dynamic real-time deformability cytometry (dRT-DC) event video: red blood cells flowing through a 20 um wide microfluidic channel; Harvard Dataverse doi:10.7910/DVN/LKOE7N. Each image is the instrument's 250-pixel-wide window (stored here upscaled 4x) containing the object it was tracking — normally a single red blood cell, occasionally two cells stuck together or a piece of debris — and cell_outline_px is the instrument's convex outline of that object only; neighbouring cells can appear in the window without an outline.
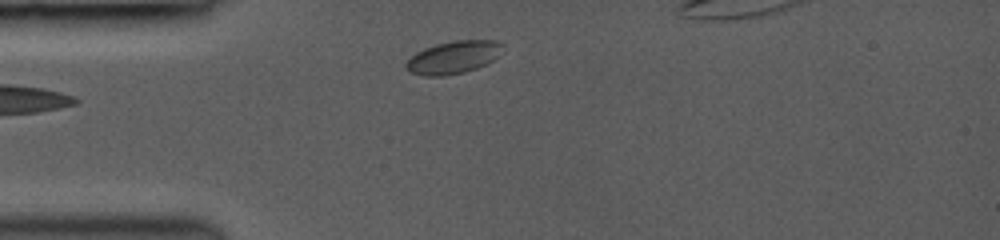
{"species": "common noctule bat (a hibernating species)", "species_latin": "Nyctalus noctula", "temperature_condition": "room temperature", "stored_images_in_passage": 16, "camera_frame_rate_fps": 3000, "um_per_image_px": 0.085, "animal": {"sex": "female", "body_mass_g": 19.0, "forearm_length_mm": 53.3}, "frame": {"image": 1, "passage_image": 1, "time_ms": 0.0, "image_size_px": [1000, 240], "cell_outline_px": [[504, 44], [500, 56], [476, 68], [464, 72], [444, 76], [424, 76], [408, 72], [404, 68], [404, 64], [416, 52], [424, 48], [436, 44], [456, 40], [496, 40]], "centroid_in_image_um": [38.52, 4.87], "position_along_channel_um": 46.5, "area_um2": 18.55}}
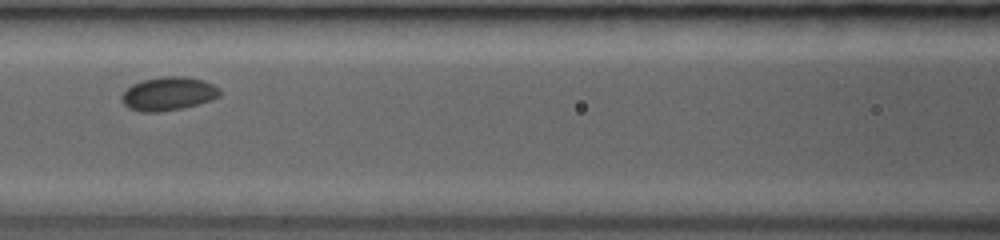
{"frame": {"image": 2, "passage_image": 9, "time_ms": 3.0, "image_size_px": [1000, 240], "cell_outline_px": [[220, 96], [212, 100], [184, 108], [160, 112], [140, 112], [128, 108], [120, 100], [120, 96], [132, 84], [140, 80], [160, 76], [184, 76], [204, 80], [220, 88]], "centroid_in_image_um": [14.3, 7.97], "position_along_channel_um": 152.3, "area_um2": 19.54}}
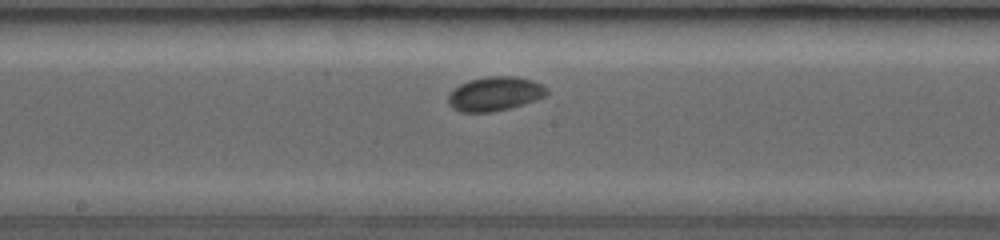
{"frame": {"image": 3, "passage_image": 13, "time_ms": 4.333, "image_size_px": [1000, 240], "cell_outline_px": [[548, 92], [544, 96], [536, 100], [524, 104], [492, 112], [460, 112], [452, 108], [448, 104], [448, 96], [452, 88], [468, 80], [488, 76], [516, 76], [532, 80], [548, 88]], "centroid_in_image_um": [42.03, 7.97], "position_along_channel_um": 206.2, "area_um2": 19.77}}